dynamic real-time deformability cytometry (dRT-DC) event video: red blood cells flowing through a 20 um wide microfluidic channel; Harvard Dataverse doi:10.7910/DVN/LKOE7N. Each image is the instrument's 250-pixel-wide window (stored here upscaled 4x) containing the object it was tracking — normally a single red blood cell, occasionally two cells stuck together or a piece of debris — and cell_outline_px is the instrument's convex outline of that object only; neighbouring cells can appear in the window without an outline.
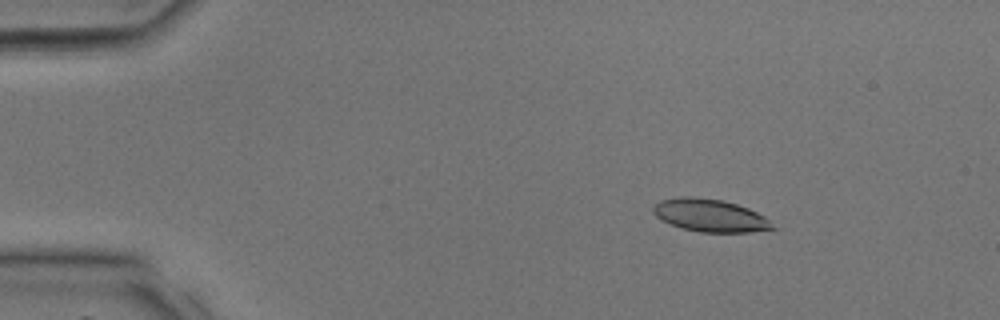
{"species": "common noctule bat (a hibernating species)", "species_latin": "Nyctalus noctula", "temperature_condition": "room temperature", "stored_images_in_passage": 37, "camera_frame_rate_fps": 3000, "um_per_image_px": 0.085, "animal": {"sex": "male", "body_mass_g": 17.9, "forearm_length_mm": 54.2}, "frame": {"image": 1, "passage_image": 6, "time_ms": 1.667, "image_size_px": [1000, 320], "cell_outline_px": [[780, 228], [748, 232], [700, 232], [684, 228], [672, 224], [656, 216], [652, 212], [652, 208], [660, 200], [680, 196], [692, 196], [724, 200], [748, 208], [764, 216]], "centroid_in_image_um": [60.39, 18.3], "position_along_channel_um": 24.6, "area_um2": 22.72}}
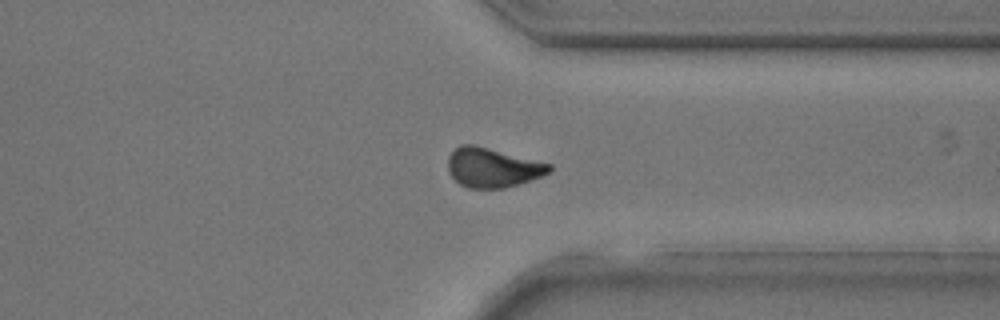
{"frame": {"image": 2, "passage_image": 29, "time_ms": 9.333, "image_size_px": [1000, 320], "cell_outline_px": [[552, 168], [548, 172], [540, 176], [504, 188], [468, 188], [460, 184], [448, 172], [448, 156], [460, 144], [476, 144], [552, 164]], "centroid_in_image_um": [41.83, 14.22], "position_along_channel_um": 369.6, "area_um2": 23.18}}
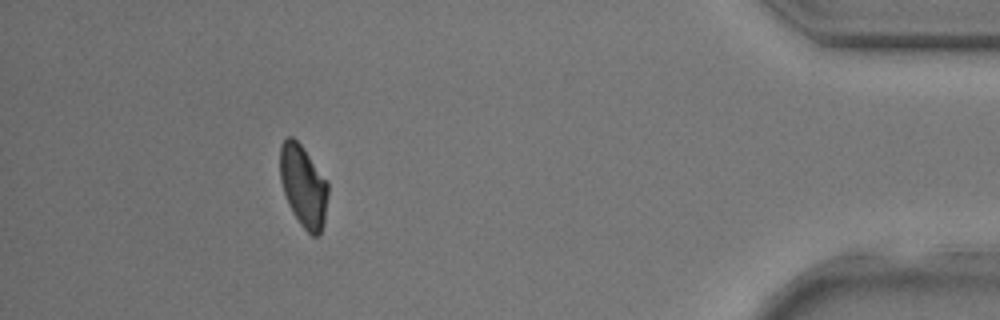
{"frame": {"image": 3, "passage_image": 34, "time_ms": 11.0, "image_size_px": [1000, 320], "cell_outline_px": [[328, 196], [324, 220], [320, 232], [316, 236], [312, 236], [300, 224], [288, 204], [280, 180], [280, 144], [288, 136], [292, 136], [300, 144], [328, 184]], "centroid_in_image_um": [25.76, 15.82], "position_along_channel_um": 409.4, "area_um2": 22.43}}